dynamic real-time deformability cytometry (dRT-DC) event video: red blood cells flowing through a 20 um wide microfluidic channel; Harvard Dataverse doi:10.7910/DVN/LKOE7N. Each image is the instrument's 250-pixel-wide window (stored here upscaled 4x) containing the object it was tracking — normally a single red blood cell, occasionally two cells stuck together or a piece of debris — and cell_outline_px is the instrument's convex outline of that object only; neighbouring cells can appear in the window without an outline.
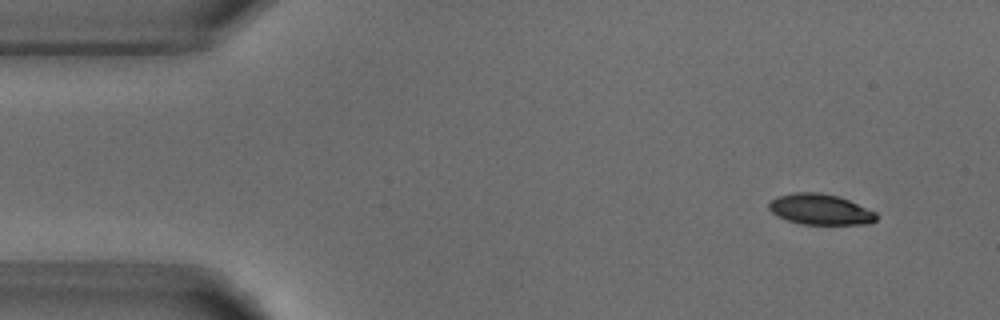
{"species": "common noctule bat (a hibernating species)", "species_latin": "Nyctalus noctula", "temperature_condition": "warm", "stored_images_in_passage": 6, "camera_frame_rate_fps": 3000, "um_per_image_px": 0.085, "animal": {"sex": "male", "body_mass_g": 18.8}, "frame": {"image": 1, "passage_image": 1, "time_ms": 0.0, "image_size_px": [1000, 320], "cell_outline_px": [[876, 220], [868, 224], [800, 224], [776, 216], [768, 208], [768, 204], [776, 196], [796, 192], [820, 192], [840, 196], [876, 212]], "centroid_in_image_um": [69.7, 17.79], "position_along_channel_um": 15.3, "area_um2": 19.31}}
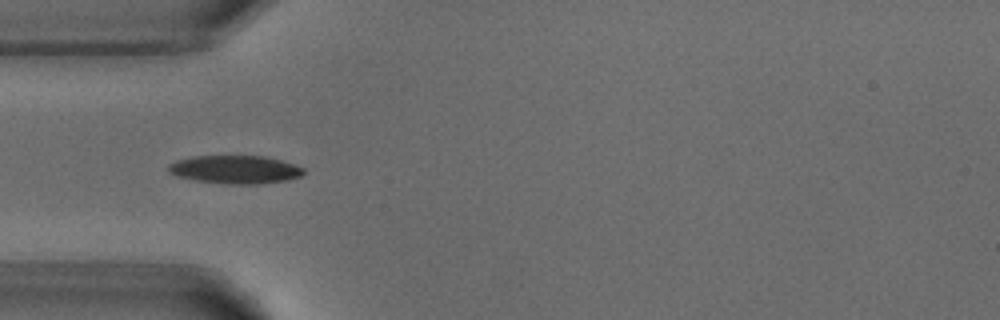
{"frame": {"image": 2, "passage_image": 4, "time_ms": 3.667, "image_size_px": [1000, 320], "cell_outline_px": [[304, 172], [300, 176], [288, 180], [260, 184], [224, 184], [196, 180], [176, 176], [168, 172], [168, 164], [176, 160], [192, 156], [264, 156], [280, 160], [304, 168]], "centroid_in_image_um": [19.96, 14.41], "position_along_channel_um": 65.0, "area_um2": 22.25}}
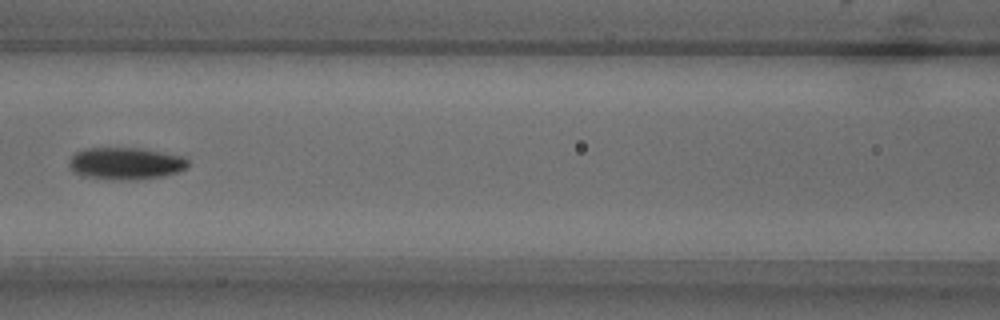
{"frame": {"image": 3, "passage_image": 6, "time_ms": 6.0, "image_size_px": [1000, 320], "cell_outline_px": [[188, 168], [180, 172], [164, 176], [128, 180], [112, 180], [84, 176], [72, 172], [68, 164], [68, 160], [76, 152], [84, 148], [140, 148], [184, 156], [188, 160]], "centroid_in_image_um": [10.68, 13.9], "position_along_channel_um": 155.9, "area_um2": 22.54}}